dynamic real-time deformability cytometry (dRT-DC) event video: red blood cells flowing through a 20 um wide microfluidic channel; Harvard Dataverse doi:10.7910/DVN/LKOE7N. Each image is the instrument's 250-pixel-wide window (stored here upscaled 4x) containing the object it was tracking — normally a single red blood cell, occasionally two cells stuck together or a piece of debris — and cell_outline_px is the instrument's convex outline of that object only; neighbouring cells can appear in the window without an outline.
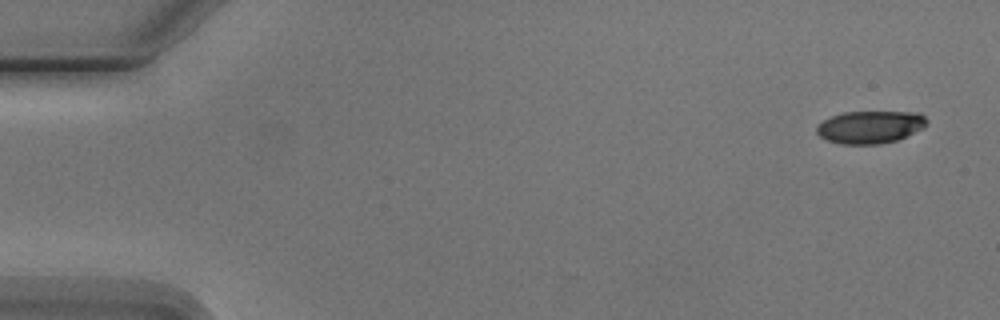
{"species": "Egyptian fruit bat (a non-hibernating species)", "species_latin": "Rousettus aegyptiacus", "temperature_condition": "cold", "stored_images_in_passage": 5, "camera_frame_rate_fps": 3000, "um_per_image_px": 0.085, "animal": {"sex": "male"}, "frame": {"image": 1, "passage_image": 1, "time_ms": 0.0, "image_size_px": [1000, 320], "cell_outline_px": [[928, 124], [924, 128], [896, 140], [880, 144], [840, 144], [828, 140], [820, 136], [816, 132], [816, 124], [832, 116], [844, 112], [920, 112], [928, 120]], "centroid_in_image_um": [73.97, 10.79], "position_along_channel_um": 11.0, "area_um2": 20.98}}
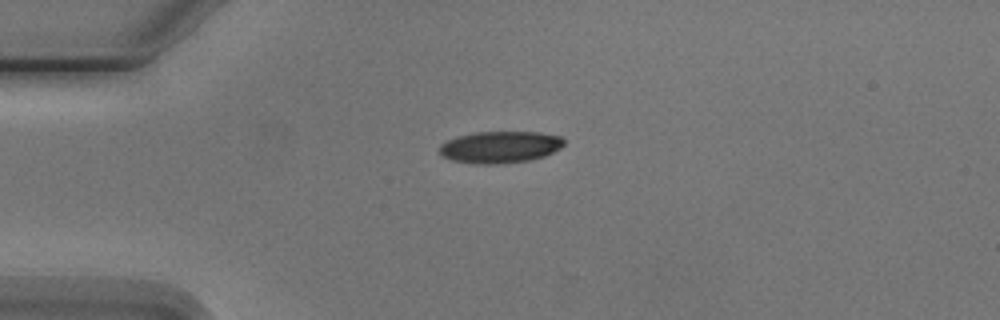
{"frame": {"image": 2, "passage_image": 4, "time_ms": 3.667, "image_size_px": [1000, 320], "cell_outline_px": [[564, 144], [560, 148], [544, 156], [528, 160], [500, 164], [476, 164], [452, 160], [440, 156], [440, 144], [448, 140], [460, 136], [476, 132], [540, 132], [560, 136], [564, 140]], "centroid_in_image_um": [42.5, 12.5], "position_along_channel_um": 42.5, "area_um2": 23.0}}